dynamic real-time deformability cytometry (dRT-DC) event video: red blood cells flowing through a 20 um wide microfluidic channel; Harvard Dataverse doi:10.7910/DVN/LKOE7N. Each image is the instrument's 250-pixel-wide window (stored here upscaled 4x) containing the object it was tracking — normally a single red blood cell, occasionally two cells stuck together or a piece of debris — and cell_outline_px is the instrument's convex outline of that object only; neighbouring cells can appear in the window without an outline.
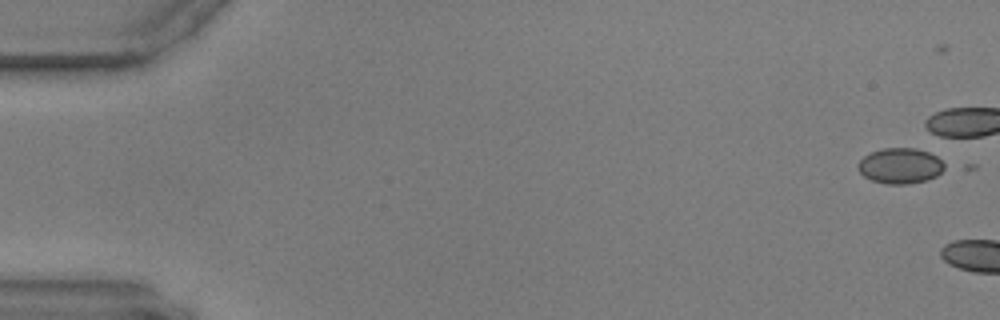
{"species": "common noctule bat (a hibernating species)", "species_latin": "Nyctalus noctula", "temperature_condition": "warm", "stored_images_in_passage": 5, "camera_frame_rate_fps": 3000, "um_per_image_px": 0.085, "animal": {"sex": "male", "body_mass_g": 17.9, "forearm_length_mm": 54.2}, "frame": {"image": 1, "passage_image": 1, "time_ms": 0.0, "image_size_px": [1000, 320], "cell_outline_px": [[948, 164], [936, 176], [924, 180], [908, 184], [888, 184], [872, 180], [864, 176], [856, 168], [856, 164], [864, 156], [872, 152], [884, 148], [916, 148], [928, 152], [936, 156]], "centroid_in_image_um": [76.52, 14.09], "position_along_channel_um": 8.5, "area_um2": 17.92}}